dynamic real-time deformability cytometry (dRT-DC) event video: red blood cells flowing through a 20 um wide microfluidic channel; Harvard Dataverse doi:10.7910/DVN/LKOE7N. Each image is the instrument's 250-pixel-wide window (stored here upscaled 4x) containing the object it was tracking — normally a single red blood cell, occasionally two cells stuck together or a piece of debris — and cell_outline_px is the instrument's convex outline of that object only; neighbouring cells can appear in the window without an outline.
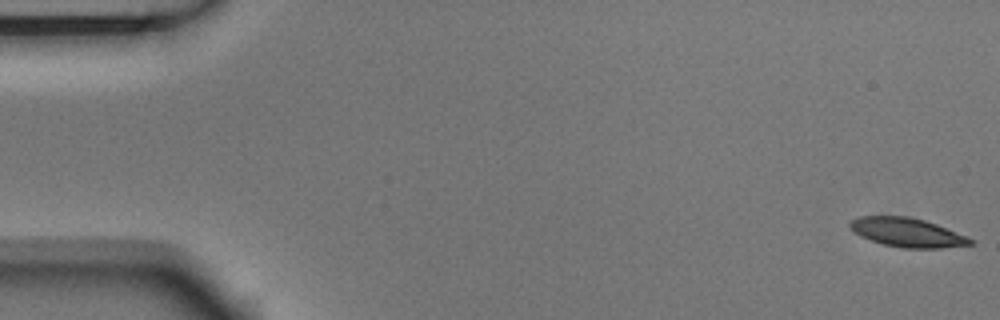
{"species": "Egyptian fruit bat (a non-hibernating species)", "species_latin": "Rousettus aegyptiacus", "temperature_condition": "room temperature", "stored_images_in_passage": 55, "segment_of_instrument_passage": [1, 2], "camera_frame_rate_fps": 3000, "um_per_image_px": 0.085, "animal": {"sex": "male"}, "frame": {"image": 1, "passage_image": 1, "time_ms": 0.0, "image_size_px": [1000, 320], "cell_outline_px": [[976, 240], [972, 244], [940, 248], [904, 248], [884, 244], [860, 236], [852, 232], [848, 224], [852, 220], [860, 216], [908, 216], [924, 220], [936, 224], [968, 236]], "centroid_in_image_um": [77.12, 19.75], "position_along_channel_um": 7.9, "area_um2": 20.35}}
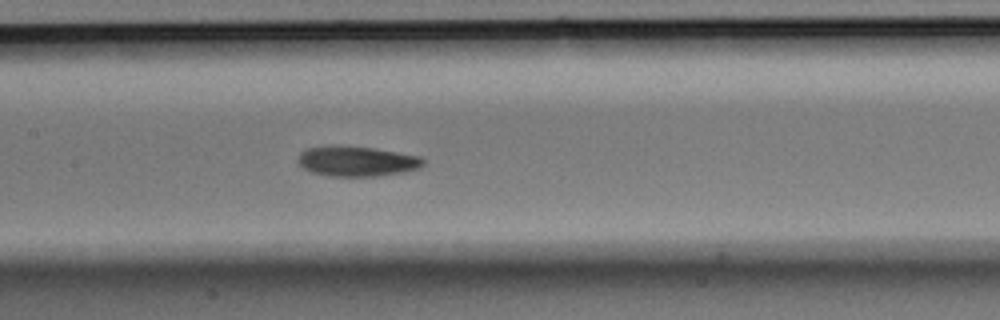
{"frame": {"image": 2, "passage_image": 26, "time_ms": 8.333, "image_size_px": [1000, 320], "cell_outline_px": [[424, 164], [420, 168], [404, 172], [376, 176], [328, 176], [312, 172], [304, 168], [296, 160], [300, 152], [308, 148], [332, 144], [376, 148], [420, 156], [424, 160]], "centroid_in_image_um": [30.32, 13.69], "position_along_channel_um": 177.1, "area_um2": 22.31}}
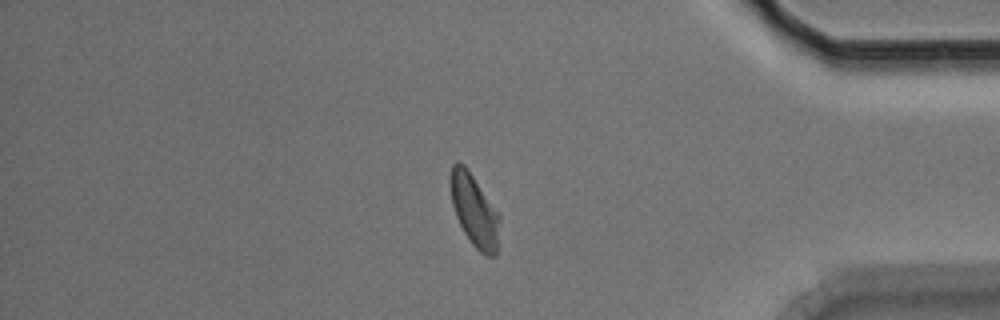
{"frame": {"image": 3, "passage_image": 46, "time_ms": 15.0, "image_size_px": [1000, 320], "cell_outline_px": [[500, 220], [496, 256], [484, 256], [472, 244], [464, 232], [456, 216], [452, 204], [448, 180], [448, 176], [452, 164], [456, 160], [464, 164], [468, 168], [500, 216]], "centroid_in_image_um": [40.28, 17.84], "position_along_channel_um": 394.9, "area_um2": 20.92}}